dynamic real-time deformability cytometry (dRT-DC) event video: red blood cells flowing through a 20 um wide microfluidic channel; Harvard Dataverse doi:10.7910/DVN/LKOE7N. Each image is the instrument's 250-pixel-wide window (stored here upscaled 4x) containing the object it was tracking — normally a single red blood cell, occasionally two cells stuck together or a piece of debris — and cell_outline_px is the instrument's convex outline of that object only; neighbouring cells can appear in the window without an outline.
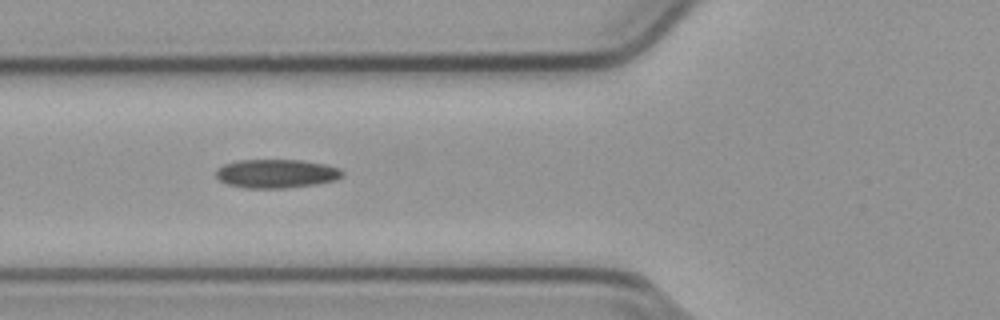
{"species": "common noctule bat (a hibernating species)", "species_latin": "Nyctalus noctula", "temperature_condition": "cold", "stored_images_in_passage": 12, "camera_frame_rate_fps": 3000, "um_per_image_px": 0.085, "animal": {"sex": "male", "body_mass_g": 23.1, "forearm_length_mm": 52.7}, "frame": {"image": 1, "passage_image": 6, "time_ms": 1.667, "image_size_px": [1000, 320], "cell_outline_px": [[344, 176], [336, 180], [312, 184], [284, 188], [248, 188], [228, 184], [220, 180], [216, 176], [216, 168], [224, 164], [240, 160], [300, 160], [324, 164], [340, 168], [344, 172]], "centroid_in_image_um": [23.5, 14.75], "position_along_channel_um": 102.3, "area_um2": 21.04}}
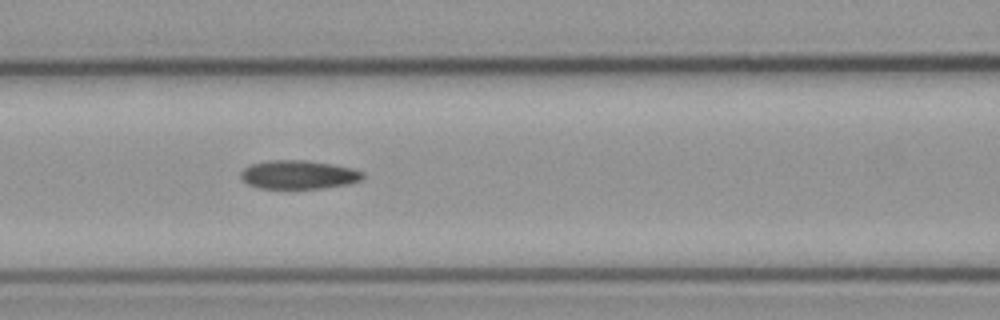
{"frame": {"image": 2, "passage_image": 9, "time_ms": 2.667, "image_size_px": [1000, 320], "cell_outline_px": [[364, 176], [360, 180], [348, 184], [324, 188], [260, 188], [248, 184], [240, 176], [240, 172], [244, 168], [252, 164], [268, 160], [304, 160], [332, 164], [352, 168], [364, 172]], "centroid_in_image_um": [25.38, 14.84], "position_along_channel_um": 141.2, "area_um2": 20.29}}